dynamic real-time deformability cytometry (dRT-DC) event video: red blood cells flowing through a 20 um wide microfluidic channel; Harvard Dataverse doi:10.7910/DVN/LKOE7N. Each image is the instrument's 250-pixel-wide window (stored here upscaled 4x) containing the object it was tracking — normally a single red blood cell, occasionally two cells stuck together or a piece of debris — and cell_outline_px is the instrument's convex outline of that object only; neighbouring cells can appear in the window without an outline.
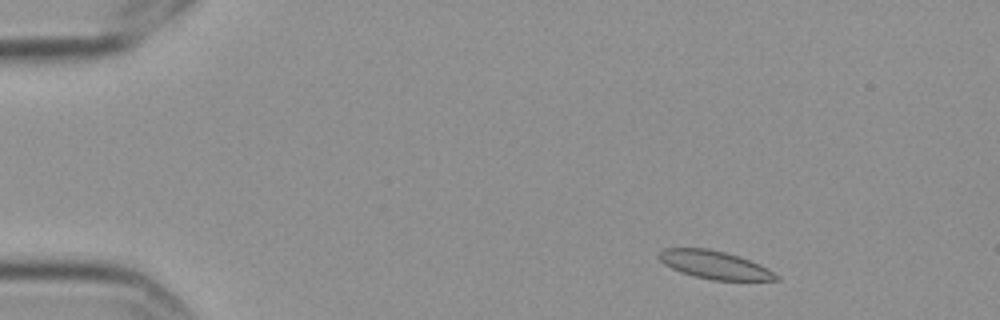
{"species": "Egyptian fruit bat (a non-hibernating species)", "species_latin": "Rousettus aegyptiacus", "temperature_condition": "cold", "stored_images_in_passage": 7, "camera_frame_rate_fps": 3000, "um_per_image_px": 0.085, "frame": {"image": 1, "passage_image": 1, "time_ms": 0.0, "image_size_px": [1000, 320], "cell_outline_px": [[780, 280], [712, 280], [692, 276], [680, 272], [664, 264], [656, 256], [664, 248], [708, 248], [724, 252], [760, 264], [768, 268], [780, 276]], "centroid_in_image_um": [60.73, 22.52], "position_along_channel_um": 24.3, "area_um2": 19.13}}
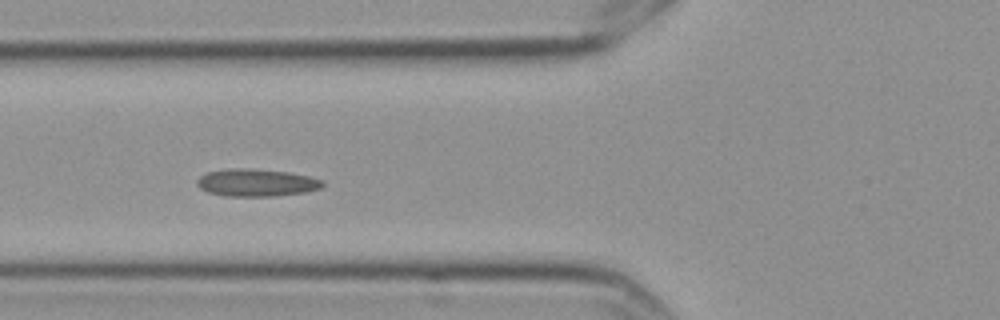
{"frame": {"image": 2, "passage_image": 5, "time_ms": 1.333, "image_size_px": [1000, 320], "cell_outline_px": [[324, 184], [320, 188], [308, 192], [276, 196], [224, 196], [208, 192], [200, 188], [196, 184], [196, 180], [200, 176], [208, 172], [232, 168], [244, 168], [288, 172], [308, 176], [324, 180]], "centroid_in_image_um": [21.8, 15.53], "position_along_channel_um": 104.0, "area_um2": 20.11}}
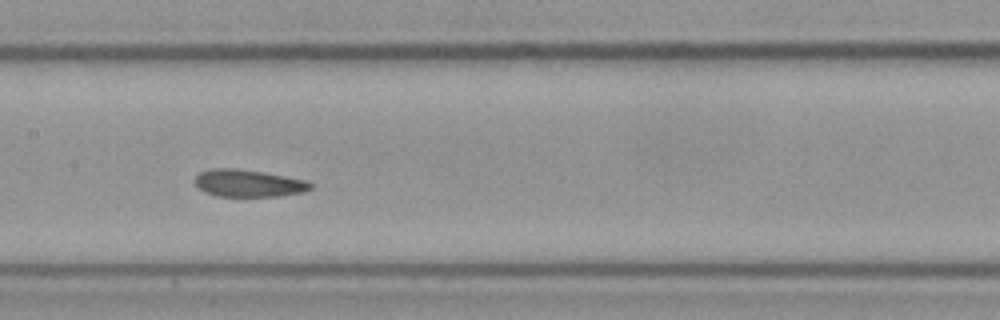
{"frame": {"image": 3, "passage_image": 7, "time_ms": 2.0, "image_size_px": [1000, 320], "cell_outline_px": [[312, 188], [300, 192], [280, 196], [216, 196], [204, 192], [196, 184], [196, 176], [200, 172], [212, 168], [236, 168], [264, 172], [308, 180], [312, 184]], "centroid_in_image_um": [21.12, 15.57], "position_along_channel_um": 186.3, "area_um2": 18.32}}